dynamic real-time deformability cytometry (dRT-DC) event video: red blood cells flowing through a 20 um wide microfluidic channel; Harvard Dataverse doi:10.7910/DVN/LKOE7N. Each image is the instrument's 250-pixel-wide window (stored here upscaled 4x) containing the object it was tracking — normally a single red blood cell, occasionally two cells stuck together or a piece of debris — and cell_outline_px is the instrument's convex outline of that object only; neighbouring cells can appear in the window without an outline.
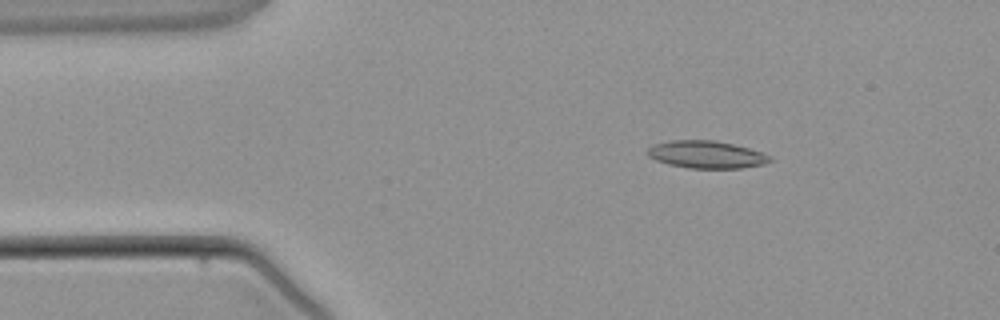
{"species": "common noctule bat (a hibernating species)", "species_latin": "Nyctalus noctula", "temperature_condition": "warm", "stored_images_in_passage": 3, "camera_frame_rate_fps": 3000, "um_per_image_px": 0.085, "animal": {"sex": "male", "body_mass_g": 21.5, "forearm_length_mm": 52.0}, "frame": {"image": 1, "passage_image": 2, "time_ms": 2.0, "image_size_px": [1000, 320], "cell_outline_px": [[772, 160], [764, 164], [740, 168], [688, 168], [668, 164], [656, 160], [648, 156], [644, 152], [652, 144], [672, 140], [716, 140], [748, 148], [772, 156]], "centroid_in_image_um": [60.0, 13.13], "position_along_channel_um": 25.0, "area_um2": 19.65}}